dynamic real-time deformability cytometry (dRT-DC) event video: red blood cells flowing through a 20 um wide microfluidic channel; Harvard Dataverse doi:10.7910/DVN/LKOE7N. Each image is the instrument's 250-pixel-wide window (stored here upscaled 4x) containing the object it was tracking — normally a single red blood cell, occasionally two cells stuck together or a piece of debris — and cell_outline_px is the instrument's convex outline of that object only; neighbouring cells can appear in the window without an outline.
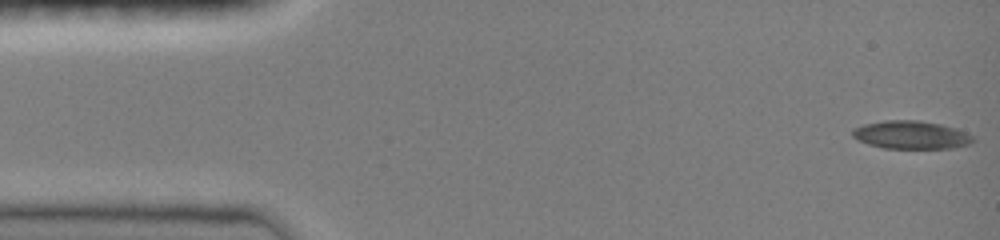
{"species": "common noctule bat (a hibernating species)", "species_latin": "Nyctalus noctula", "temperature_condition": "room temperature", "stored_images_in_passage": 47, "camera_frame_rate_fps": 3000, "um_per_image_px": 0.085, "animal": {"sex": "female", "body_mass_g": 19.0, "forearm_length_mm": 51.5}, "frame": {"image": 1, "passage_image": 1, "time_ms": 0.0, "image_size_px": [1000, 240], "cell_outline_px": [[976, 140], [968, 144], [952, 148], [884, 148], [868, 144], [856, 140], [852, 136], [852, 128], [864, 124], [884, 120], [920, 120], [940, 124], [956, 128], [972, 136]], "centroid_in_image_um": [77.4, 11.46], "position_along_channel_um": 7.6, "area_um2": 19.77}}
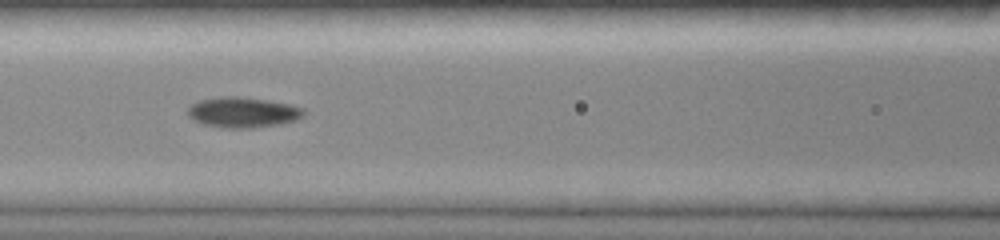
{"frame": {"image": 2, "passage_image": 20, "time_ms": 6.333, "image_size_px": [1000, 240], "cell_outline_px": [[304, 116], [296, 120], [280, 124], [252, 128], [224, 128], [204, 124], [192, 120], [188, 116], [188, 108], [192, 104], [200, 100], [220, 96], [236, 96], [268, 100], [288, 104], [304, 108]], "centroid_in_image_um": [20.64, 9.55], "position_along_channel_um": 146.0, "area_um2": 20.63}}
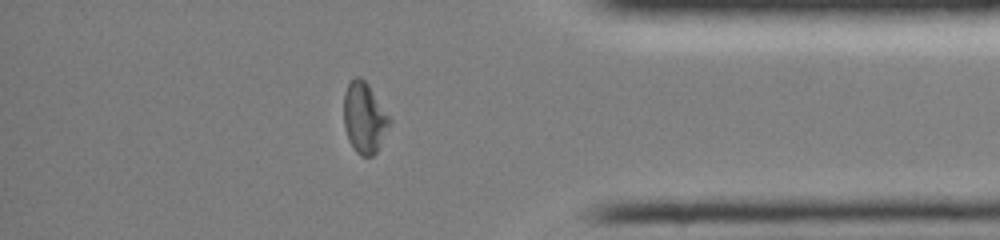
{"frame": {"image": 3, "passage_image": 40, "time_ms": 13.0, "image_size_px": [1000, 240], "cell_outline_px": [[392, 120], [376, 152], [372, 156], [360, 156], [356, 152], [348, 136], [344, 124], [344, 92], [348, 84], [356, 76], [360, 76], [368, 84]], "centroid_in_image_um": [30.97, 9.99], "position_along_channel_um": 404.2, "area_um2": 18.55}, "authors_computed_cell_mechanics": {"area_um2": 19.363, "velocity_mm_per_s": 4.0584, "shape_relaxation_time_tau1_ms": 5.7805, "shape_relaxation_time_tau2_ms": 2.7288, "deformation_change_tau1": 0.2102, "deformation_change_tau2": 0.0855}}